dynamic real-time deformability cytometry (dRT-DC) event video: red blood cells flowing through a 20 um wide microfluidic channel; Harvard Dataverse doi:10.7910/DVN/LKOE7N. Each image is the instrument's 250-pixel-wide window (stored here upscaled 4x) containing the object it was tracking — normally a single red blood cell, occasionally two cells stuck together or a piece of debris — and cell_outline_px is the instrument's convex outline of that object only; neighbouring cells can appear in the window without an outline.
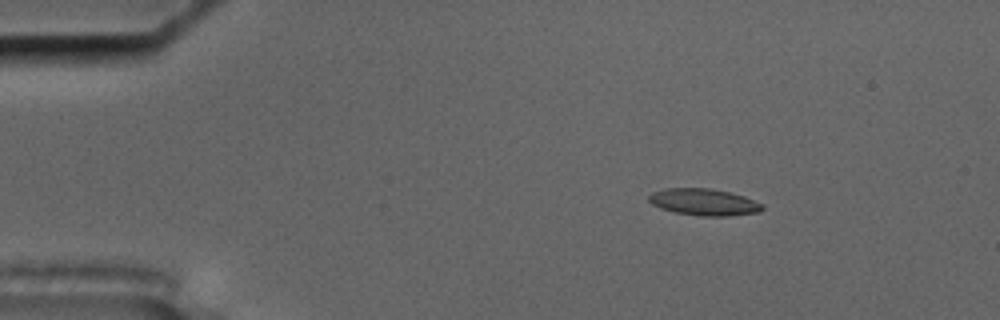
{"species": "common noctule bat (a hibernating species)", "species_latin": "Nyctalus noctula", "temperature_condition": "cold", "stored_images_in_passage": 56, "camera_frame_rate_fps": 3000, "um_per_image_px": 0.085, "animal": {"sex": "male", "body_mass_g": 17.5, "forearm_length_mm": 52.3}, "frame": {"image": 1, "passage_image": 9, "time_ms": 2.667, "image_size_px": [1000, 320], "cell_outline_px": [[764, 208], [760, 212], [728, 216], [700, 216], [676, 212], [660, 208], [652, 204], [648, 200], [648, 196], [652, 192], [664, 188], [708, 188], [728, 192], [744, 196], [764, 204]], "centroid_in_image_um": [59.84, 17.18], "position_along_channel_um": 25.2, "area_um2": 17.74}}
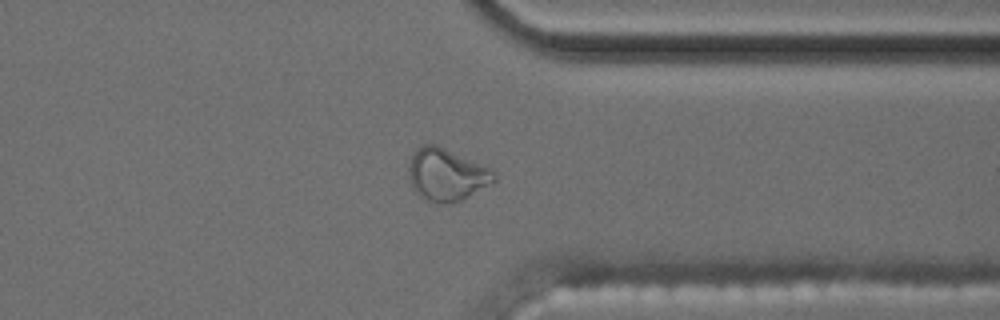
{"frame": {"image": 2, "passage_image": 44, "time_ms": 14.333, "image_size_px": [1000, 320], "cell_outline_px": [[496, 180], [468, 196], [452, 204], [440, 204], [428, 200], [420, 196], [416, 192], [408, 176], [408, 164], [412, 152], [420, 144], [436, 144], [488, 168], [496, 172]], "centroid_in_image_um": [37.9, 14.84], "position_along_channel_um": 373.5, "area_um2": 25.84}}
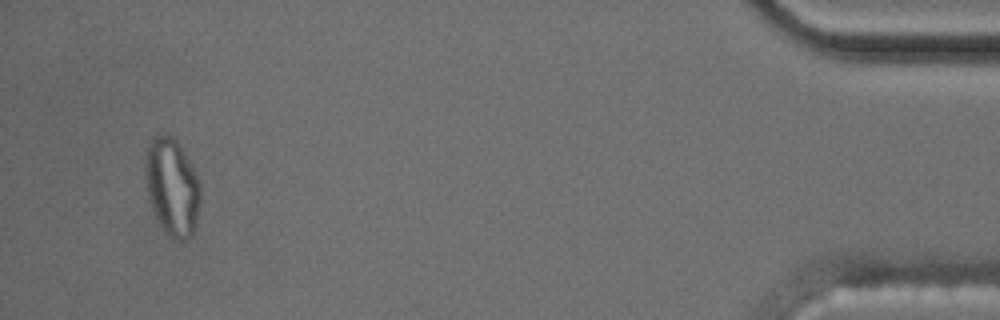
{"frame": {"image": 3, "passage_image": 54, "time_ms": 17.667, "image_size_px": [1000, 320], "cell_outline_px": [[200, 200], [196, 220], [192, 236], [188, 240], [172, 240], [160, 224], [152, 208], [148, 196], [144, 176], [144, 152], [152, 136], [164, 132], [172, 136], [176, 140], [200, 180]], "centroid_in_image_um": [14.59, 15.85], "position_along_channel_um": 420.6, "area_um2": 31.67}, "authors_computed_cell_mechanics": {"area_um2": 17.6868, "velocity_mm_per_s": 3.606, "shape_relaxation_time_tau1_ms": null, "shape_relaxation_time_tau2_ms": 2.1835, "deformation_change_tau1": null, "deformation_change_tau2": 0.0826}}